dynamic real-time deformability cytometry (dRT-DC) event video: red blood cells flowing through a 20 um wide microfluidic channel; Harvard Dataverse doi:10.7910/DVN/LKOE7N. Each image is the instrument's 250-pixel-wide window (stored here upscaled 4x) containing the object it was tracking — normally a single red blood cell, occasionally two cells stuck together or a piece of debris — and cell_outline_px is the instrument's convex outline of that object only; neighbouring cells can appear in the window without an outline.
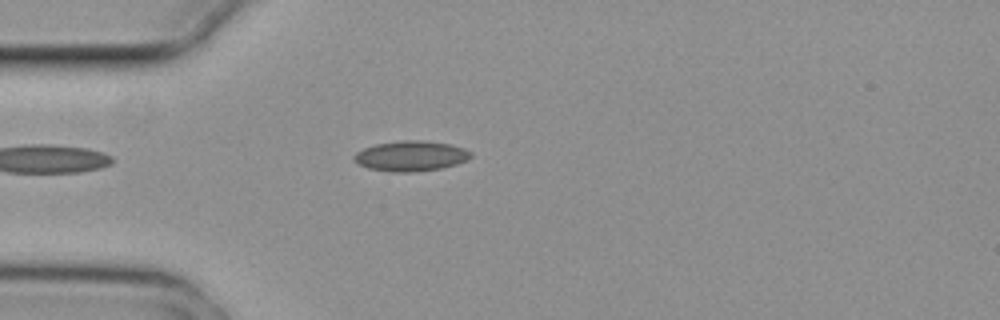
{"species": "common noctule bat (a hibernating species)", "species_latin": "Nyctalus noctula", "temperature_condition": "cold", "stored_images_in_passage": 4, "camera_frame_rate_fps": 3000, "um_per_image_px": 0.085, "animal": {"sex": "female", "body_mass_g": 29.2, "forearm_length_mm": 56.3}, "frame": {"image": 1, "passage_image": 4, "time_ms": 1.0, "image_size_px": [1000, 320], "cell_outline_px": [[472, 156], [468, 160], [456, 164], [440, 168], [412, 172], [392, 172], [368, 168], [360, 164], [352, 156], [356, 152], [364, 148], [376, 144], [400, 140], [424, 140], [452, 144], [464, 148], [472, 152]], "centroid_in_image_um": [34.96, 13.25], "position_along_channel_um": 50.0, "area_um2": 20.63}}